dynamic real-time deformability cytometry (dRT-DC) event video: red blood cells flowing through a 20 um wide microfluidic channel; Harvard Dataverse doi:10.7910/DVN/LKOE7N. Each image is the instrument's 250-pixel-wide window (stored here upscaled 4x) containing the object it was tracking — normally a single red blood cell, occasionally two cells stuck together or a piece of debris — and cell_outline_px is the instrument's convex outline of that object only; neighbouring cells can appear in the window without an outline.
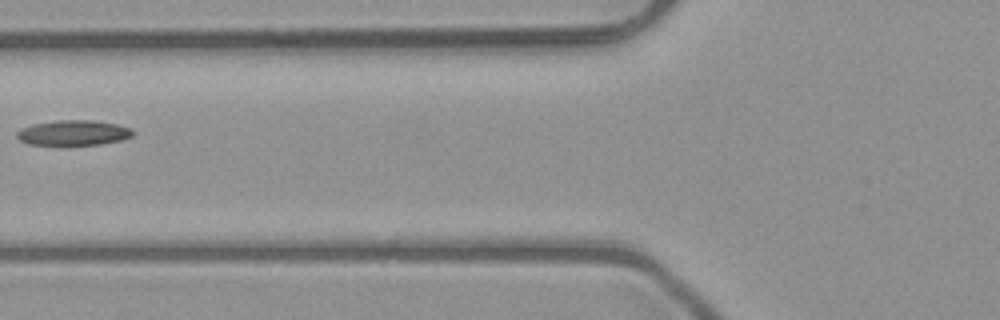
{"species": "common noctule bat (a hibernating species)", "species_latin": "Nyctalus noctula", "temperature_condition": "room temperature", "stored_images_in_passage": 6, "camera_frame_rate_fps": 3000, "um_per_image_px": 0.085, "animal": {"sex": "male", "body_mass_g": 23.1, "forearm_length_mm": 52.7}, "frame": {"image": 1, "passage_image": 5, "time_ms": 1.333, "image_size_px": [1000, 320], "cell_outline_px": [[136, 132], [132, 136], [120, 140], [100, 144], [28, 144], [20, 140], [16, 136], [16, 132], [32, 124], [56, 120], [92, 120], [116, 124], [132, 128]], "centroid_in_image_um": [6.27, 11.27], "position_along_channel_um": 119.5, "area_um2": 16.82}}
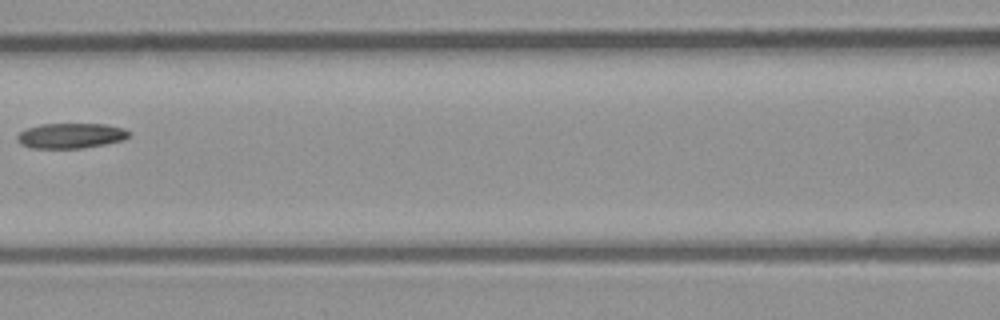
{"frame": {"image": 2, "passage_image": 6, "time_ms": 1.667, "image_size_px": [1000, 320], "cell_outline_px": [[132, 136], [124, 140], [84, 148], [32, 148], [20, 144], [16, 140], [16, 136], [20, 132], [28, 128], [40, 124], [104, 124], [124, 128], [132, 132]], "centroid_in_image_um": [6.06, 11.53], "position_along_channel_um": 160.5, "area_um2": 16.59}}